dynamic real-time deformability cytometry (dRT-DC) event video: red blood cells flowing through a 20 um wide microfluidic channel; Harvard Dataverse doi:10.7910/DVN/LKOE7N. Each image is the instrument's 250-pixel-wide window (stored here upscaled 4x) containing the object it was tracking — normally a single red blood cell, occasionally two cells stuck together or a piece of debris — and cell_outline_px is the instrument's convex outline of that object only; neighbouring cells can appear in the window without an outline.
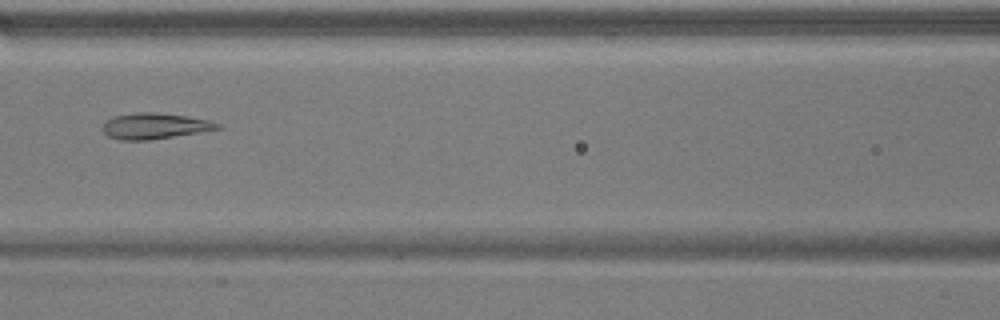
{"species": "common noctule bat (a hibernating species)", "species_latin": "Nyctalus noctula", "temperature_condition": "warm", "stored_images_in_passage": 33, "camera_frame_rate_fps": 3000, "um_per_image_px": 0.085, "animal": {"sex": "male", "body_mass_g": 17.9}, "frame": {"image": 1, "passage_image": 9, "time_ms": 2.667, "image_size_px": [1000, 320], "cell_outline_px": [[220, 128], [148, 140], [120, 140], [108, 136], [104, 132], [104, 124], [112, 116], [136, 112], [156, 112], [184, 116], [208, 120], [220, 124]], "centroid_in_image_um": [13.09, 10.7], "position_along_channel_um": 153.5, "area_um2": 16.88}}
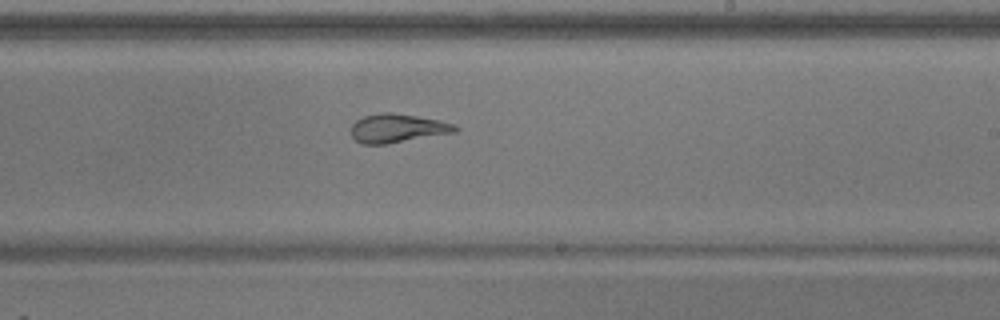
{"frame": {"image": 2, "passage_image": 17, "time_ms": 5.333, "image_size_px": [1000, 320], "cell_outline_px": [[460, 128], [456, 132], [388, 144], [360, 144], [352, 136], [352, 124], [356, 120], [364, 116], [380, 112], [392, 112], [440, 120], [456, 124]], "centroid_in_image_um": [33.81, 10.9], "position_along_channel_um": 255.2, "area_um2": 17.57}}
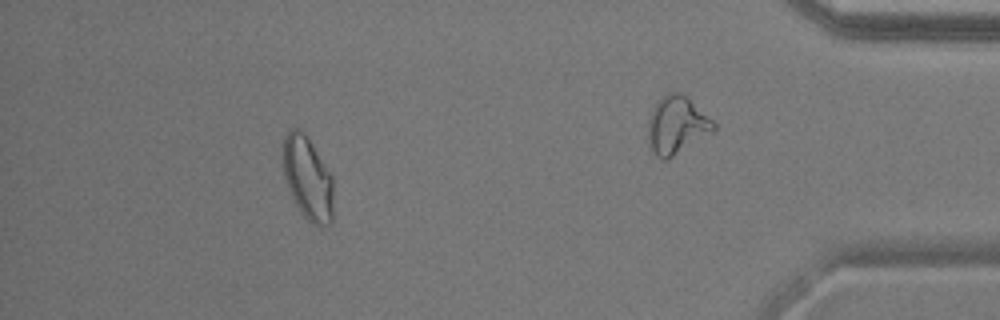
{"frame": {"image": 3, "passage_image": 27, "time_ms": 8.667, "image_size_px": [1000, 320], "cell_outline_px": [[332, 224], [320, 228], [312, 224], [300, 212], [288, 188], [284, 176], [280, 156], [284, 136], [292, 128], [300, 128], [304, 132], [332, 176]], "centroid_in_image_um": [26.12, 15.15], "position_along_channel_um": 409.1, "area_um2": 24.8}, "authors_computed_cell_mechanics": {"area_um2": 17.6868, "velocity_mm_per_s": 3.8323, "shape_relaxation_time_tau1_ms": 6.368, "shape_relaxation_time_tau2_ms": 1.5684, "deformation_change_tau1": 0.1773, "deformation_change_tau2": 0.0942}}